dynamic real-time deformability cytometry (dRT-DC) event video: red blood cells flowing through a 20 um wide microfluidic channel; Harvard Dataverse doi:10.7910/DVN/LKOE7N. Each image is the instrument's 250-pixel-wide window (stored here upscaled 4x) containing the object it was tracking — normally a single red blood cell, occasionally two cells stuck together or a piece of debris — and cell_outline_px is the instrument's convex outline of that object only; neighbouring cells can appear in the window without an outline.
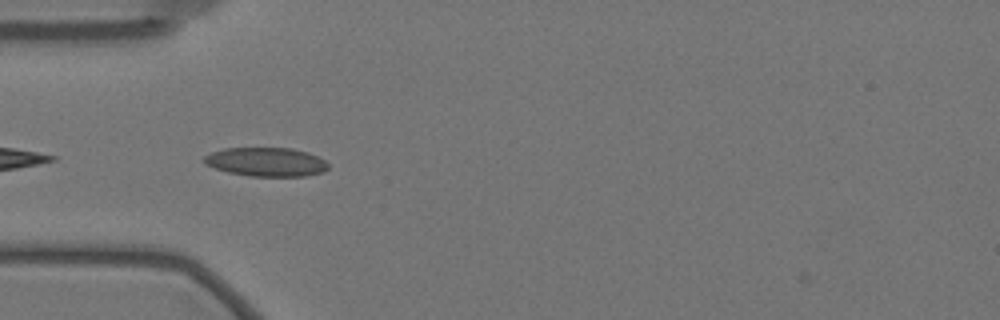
{"species": "Egyptian fruit bat (a non-hibernating species)", "species_latin": "Rousettus aegyptiacus", "temperature_condition": "warm", "stored_images_in_passage": 32, "camera_frame_rate_fps": 3000, "um_per_image_px": 0.085, "animal": {"sex": "female"}, "frame": {"image": 1, "passage_image": 2, "time_ms": 0.333, "image_size_px": [1000, 320], "cell_outline_px": [[328, 168], [324, 172], [304, 176], [252, 176], [228, 172], [204, 164], [204, 156], [212, 152], [224, 148], [292, 148], [308, 152], [324, 160], [328, 164]], "centroid_in_image_um": [22.63, 13.76], "position_along_channel_um": 62.4, "area_um2": 20.81}}
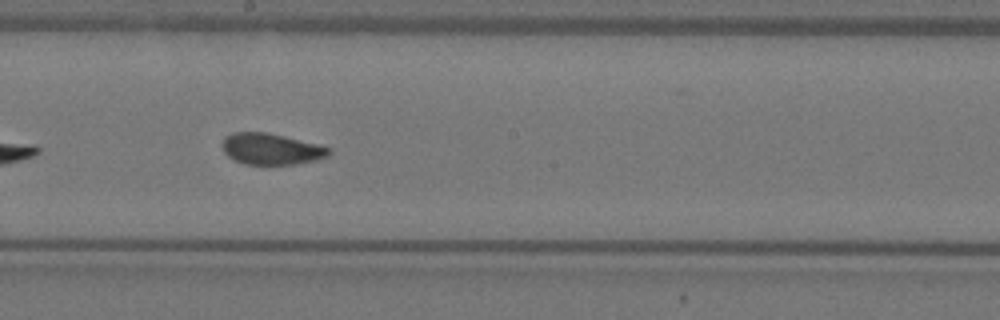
{"frame": {"image": 2, "passage_image": 16, "time_ms": 5.0, "image_size_px": [1000, 320], "cell_outline_px": [[332, 152], [328, 156], [316, 160], [296, 164], [244, 164], [228, 156], [224, 152], [224, 136], [232, 132], [264, 132], [284, 136], [320, 144], [328, 148]], "centroid_in_image_um": [23.07, 12.66], "position_along_channel_um": 225.1, "area_um2": 19.31}}
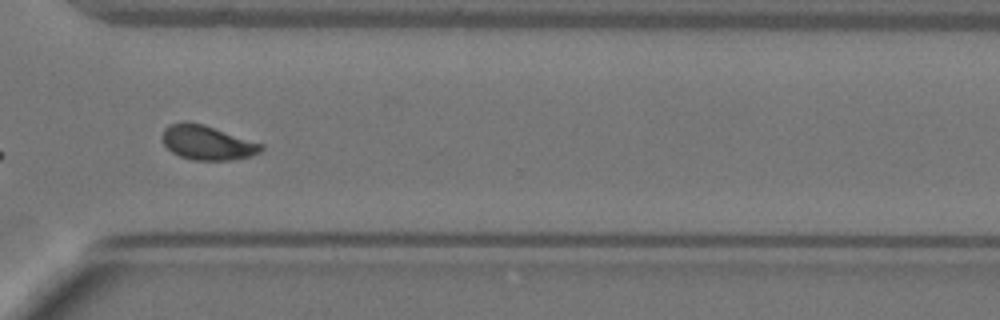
{"frame": {"image": 3, "passage_image": 27, "time_ms": 8.667, "image_size_px": [1000, 320], "cell_outline_px": [[264, 148], [260, 152], [248, 156], [228, 160], [192, 160], [180, 156], [172, 152], [164, 144], [160, 136], [164, 128], [168, 124], [184, 120], [188, 120], [204, 124], [264, 144]], "centroid_in_image_um": [17.57, 12.09], "position_along_channel_um": 353.0, "area_um2": 20.11}, "authors_computed_cell_mechanics": {"area_um2": 20.2011, "velocity_mm_per_s": 3.4968, "shape_relaxation_time_tau1_ms": 11.1676, "shape_relaxation_time_tau2_ms": 0.9919, "deformation_change_tau1": 0.1907, "deformation_change_tau2": 0.0687}}